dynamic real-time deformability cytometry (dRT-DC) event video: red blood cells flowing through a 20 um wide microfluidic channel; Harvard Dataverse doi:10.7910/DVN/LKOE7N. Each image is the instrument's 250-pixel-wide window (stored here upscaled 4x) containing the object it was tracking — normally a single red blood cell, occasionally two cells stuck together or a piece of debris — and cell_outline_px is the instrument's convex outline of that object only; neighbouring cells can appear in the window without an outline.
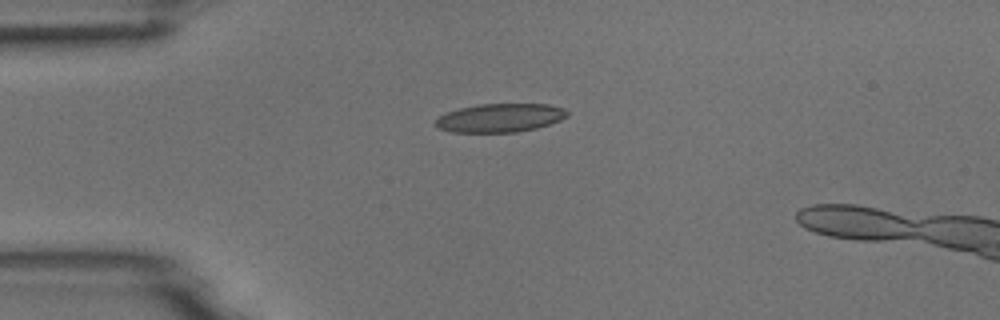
{"species": "common noctule bat (a hibernating species)", "species_latin": "Nyctalus noctula", "temperature_condition": "room temperature", "stored_images_in_passage": 7, "camera_frame_rate_fps": 3000, "um_per_image_px": 0.085, "animal": {"sex": "male", "body_mass_g": 18.8}, "frame": {"image": 1, "passage_image": 1, "time_ms": 0.0, "image_size_px": [1000, 320], "cell_outline_px": [[568, 116], [560, 120], [536, 128], [516, 132], [452, 132], [440, 128], [432, 124], [436, 116], [444, 112], [460, 108], [480, 104], [548, 104], [564, 108], [568, 112]], "centroid_in_image_um": [42.45, 10.01], "position_along_channel_um": 42.6, "area_um2": 22.08}}
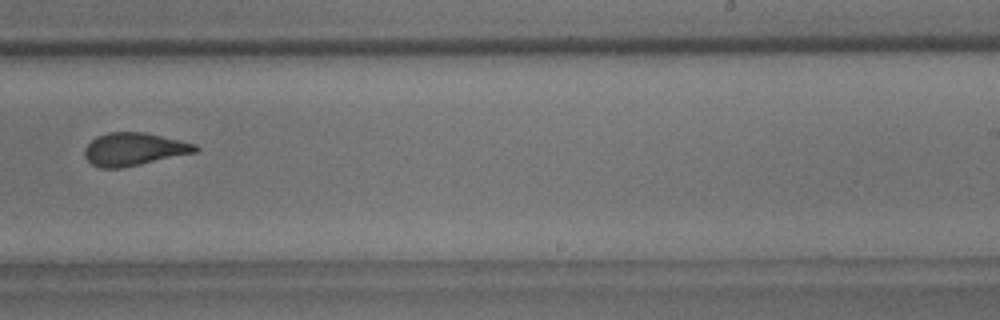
{"frame": {"image": 2, "passage_image": 7, "time_ms": 6.667, "image_size_px": [1000, 320], "cell_outline_px": [[200, 148], [196, 152], [140, 164], [120, 168], [100, 168], [92, 164], [84, 156], [84, 148], [96, 136], [108, 132], [144, 132], [180, 140], [196, 144]], "centroid_in_image_um": [11.37, 12.67], "position_along_channel_um": 277.6, "area_um2": 21.1}}